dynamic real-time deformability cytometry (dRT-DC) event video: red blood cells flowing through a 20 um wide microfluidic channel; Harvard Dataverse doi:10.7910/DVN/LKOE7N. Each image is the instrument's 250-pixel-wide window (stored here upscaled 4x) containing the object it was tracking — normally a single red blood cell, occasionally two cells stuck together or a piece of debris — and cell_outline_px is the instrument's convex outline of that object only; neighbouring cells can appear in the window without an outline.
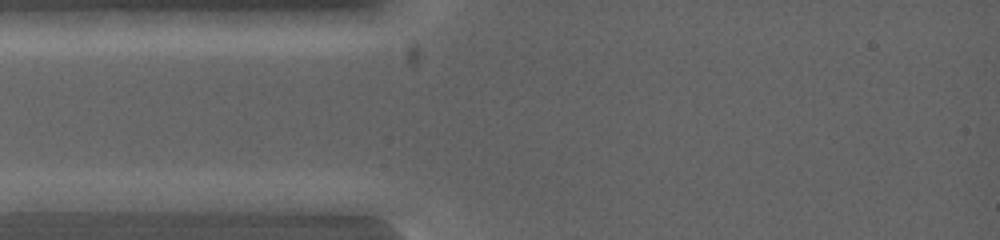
{"species": "common noctule bat (a hibernating species)", "species_latin": "Nyctalus noctula", "temperature_condition": "warm", "stored_images_in_passage": 3, "camera_frame_rate_fps": 5000, "um_per_image_px": 0.085, "animal": {"sex": "female", "body_mass_g": 19.0, "forearm_length_mm": 53.3}, "frame": {"image": 1, "passage_image": 1, "time_ms": 0.0, "image_size_px": [1000, 240], "cell_outline_px": [[140, 200], [128, 208], [88, 212], [20, 212], [16, 208], [16, 200], [56, 192], [64, 192]], "centroid_in_image_um": [6.11, 17.27], "position_along_channel_um": 78.9, "area_um2": 13.24}}